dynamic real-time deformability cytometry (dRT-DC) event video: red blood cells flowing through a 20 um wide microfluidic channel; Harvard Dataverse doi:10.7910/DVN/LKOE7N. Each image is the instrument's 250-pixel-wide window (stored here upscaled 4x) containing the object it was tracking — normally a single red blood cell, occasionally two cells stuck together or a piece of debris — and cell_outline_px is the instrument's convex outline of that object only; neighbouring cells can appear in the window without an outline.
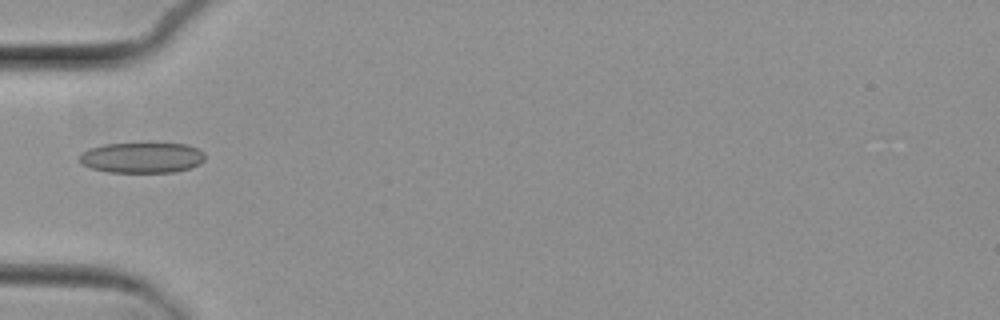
{"species": "common noctule bat (a hibernating species)", "species_latin": "Nyctalus noctula", "temperature_condition": "cold", "stored_images_in_passage": 6, "camera_frame_rate_fps": 3000, "um_per_image_px": 0.085, "animal": {"sex": "female", "body_mass_g": 29.2, "forearm_length_mm": 56.3}, "frame": {"image": 1, "passage_image": 5, "time_ms": 5.667, "image_size_px": [1000, 320], "cell_outline_px": [[204, 160], [200, 164], [192, 168], [176, 172], [108, 172], [92, 168], [80, 164], [80, 152], [88, 148], [104, 144], [184, 144], [196, 148], [204, 152]], "centroid_in_image_um": [12.05, 13.41], "position_along_channel_um": 72.9, "area_um2": 22.37}}
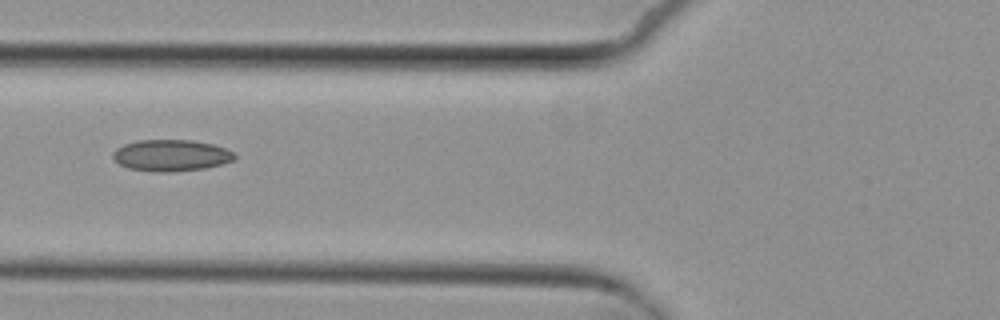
{"frame": {"image": 2, "passage_image": 6, "time_ms": 6.667, "image_size_px": [1000, 320], "cell_outline_px": [[236, 156], [232, 160], [220, 164], [204, 168], [172, 172], [156, 172], [128, 168], [120, 164], [112, 156], [112, 152], [116, 148], [124, 144], [136, 140], [192, 140], [212, 144], [236, 152]], "centroid_in_image_um": [14.52, 13.2], "position_along_channel_um": 111.3, "area_um2": 22.31}}